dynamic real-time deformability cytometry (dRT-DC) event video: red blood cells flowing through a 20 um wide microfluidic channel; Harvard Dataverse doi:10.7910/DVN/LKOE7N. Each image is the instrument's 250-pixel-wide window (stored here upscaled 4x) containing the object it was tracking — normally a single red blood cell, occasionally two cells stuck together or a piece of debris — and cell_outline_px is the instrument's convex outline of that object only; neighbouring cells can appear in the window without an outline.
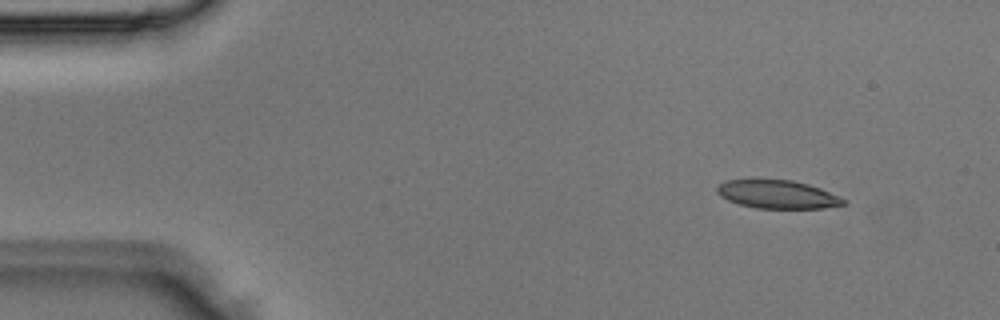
{"species": "Egyptian fruit bat (a non-hibernating species)", "species_latin": "Rousettus aegyptiacus", "temperature_condition": "room temperature", "stored_images_in_passage": 2, "camera_frame_rate_fps": 3000, "um_per_image_px": 0.085, "animal": {"sex": "male"}, "frame": {"image": 1, "passage_image": 1, "time_ms": 0.0, "image_size_px": [1000, 320], "cell_outline_px": [[848, 200], [844, 204], [824, 208], [756, 208], [740, 204], [728, 200], [720, 196], [716, 192], [716, 188], [724, 180], [792, 180], [808, 184], [820, 188], [840, 196]], "centroid_in_image_um": [66.1, 16.52], "position_along_channel_um": 18.9, "area_um2": 20.75}}